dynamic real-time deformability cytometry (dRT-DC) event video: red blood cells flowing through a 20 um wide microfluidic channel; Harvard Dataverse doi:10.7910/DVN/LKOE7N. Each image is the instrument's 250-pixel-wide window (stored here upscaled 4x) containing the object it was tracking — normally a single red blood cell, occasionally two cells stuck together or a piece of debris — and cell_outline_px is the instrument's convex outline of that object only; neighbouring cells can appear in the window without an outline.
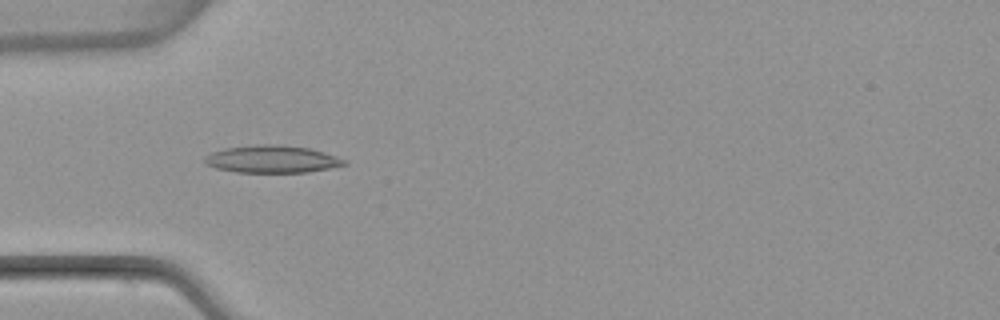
{"species": "common noctule bat (a hibernating species)", "species_latin": "Nyctalus noctula", "temperature_condition": "warm", "stored_images_in_passage": 51, "camera_frame_rate_fps": 3000, "um_per_image_px": 0.085, "animal": {"sex": "female", "body_mass_g": 22.7, "forearm_length_mm": 54.2}, "frame": {"image": 1, "passage_image": 16, "time_ms": 5.0, "image_size_px": [1000, 320], "cell_outline_px": [[348, 164], [308, 172], [236, 172], [216, 168], [204, 164], [204, 156], [212, 152], [224, 148], [256, 144], [280, 144], [308, 148], [324, 152], [336, 156], [344, 160]], "centroid_in_image_um": [23.07, 13.52], "position_along_channel_um": 61.9, "area_um2": 22.31}}
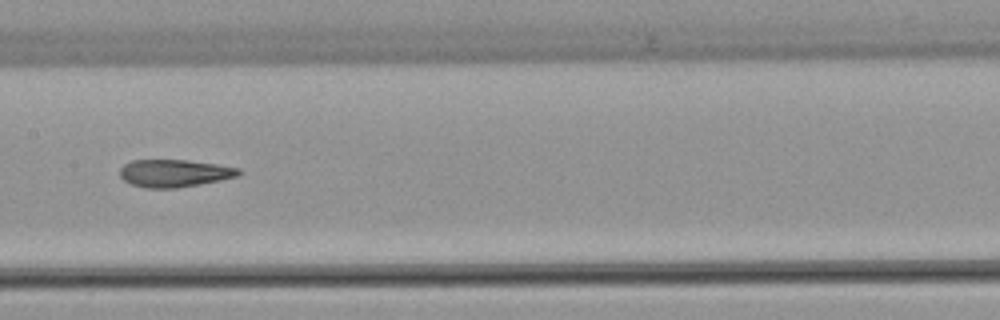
{"frame": {"image": 2, "passage_image": 26, "time_ms": 8.333, "image_size_px": [1000, 320], "cell_outline_px": [[244, 172], [240, 176], [200, 184], [176, 188], [144, 188], [132, 184], [124, 180], [120, 176], [120, 168], [124, 164], [132, 160], [188, 160], [216, 164], [240, 168]], "centroid_in_image_um": [14.85, 14.72], "position_along_channel_um": 192.5, "area_um2": 19.19}}
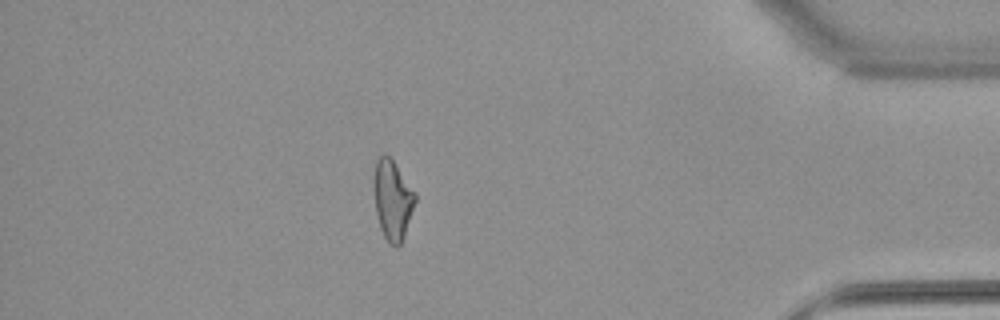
{"frame": {"image": 3, "passage_image": 45, "time_ms": 14.667, "image_size_px": [1000, 320], "cell_outline_px": [[416, 200], [404, 236], [400, 244], [396, 248], [388, 244], [380, 228], [376, 212], [372, 188], [372, 180], [376, 160], [384, 152], [392, 156], [416, 192]], "centroid_in_image_um": [33.35, 16.91], "position_along_channel_um": 401.9, "area_um2": 19.94}, "authors_computed_cell_mechanics": {"area_um2": 20.1144, "velocity_mm_per_s": 3.9661, "shape_relaxation_time_tau1_ms": 11.2492, "shape_relaxation_time_tau2_ms": 2.698, "deformation_change_tau1": 0.2857, "deformation_change_tau2": 0.1261}}